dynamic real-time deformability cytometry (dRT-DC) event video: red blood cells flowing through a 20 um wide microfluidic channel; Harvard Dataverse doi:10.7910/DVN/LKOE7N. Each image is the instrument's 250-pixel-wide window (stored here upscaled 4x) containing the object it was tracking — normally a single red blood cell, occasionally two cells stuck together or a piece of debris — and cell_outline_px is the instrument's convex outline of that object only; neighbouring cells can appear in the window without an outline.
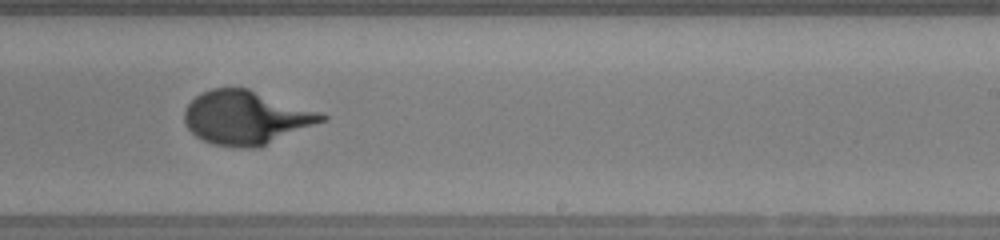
{"species": "human", "species_latin": "Homo sapiens", "temperature_condition": "warm", "stored_images_in_passage": 47, "camera_frame_rate_fps": 3000, "um_per_image_px": 0.085, "donor": {"sex": "female"}, "frame": {"image": 1, "passage_image": 28, "time_ms": 9.0, "image_size_px": [1000, 240], "cell_outline_px": [[328, 120], [260, 148], [244, 148], [212, 144], [196, 136], [188, 128], [184, 120], [184, 108], [196, 96], [212, 88], [248, 88], [328, 116]], "centroid_in_image_um": [20.91, 10.02], "position_along_channel_um": 268.1, "area_um2": 42.77}}
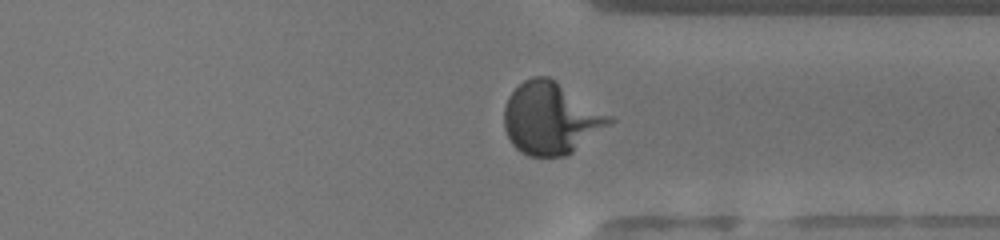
{"frame": {"image": 2, "passage_image": 35, "time_ms": 11.333, "image_size_px": [1000, 240], "cell_outline_px": [[616, 120], [612, 124], [568, 156], [528, 156], [520, 152], [512, 144], [504, 128], [504, 108], [508, 96], [524, 80], [532, 76], [548, 76], [556, 80], [612, 116]], "centroid_in_image_um": [46.84, 10.07], "position_along_channel_um": 364.6, "area_um2": 44.45}}
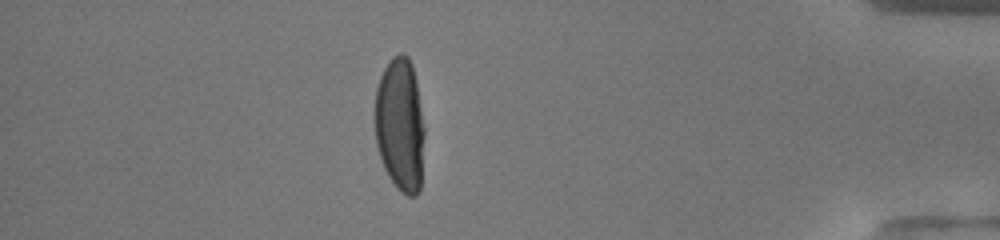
{"frame": {"image": 3, "passage_image": 41, "time_ms": 13.333, "image_size_px": [1000, 240], "cell_outline_px": [[424, 136], [420, 192], [416, 196], [408, 196], [400, 192], [396, 188], [388, 176], [384, 168], [376, 144], [376, 88], [380, 76], [384, 68], [392, 56], [400, 52], [404, 52], [408, 56], [412, 64], [416, 80], [424, 128]], "centroid_in_image_um": [34.01, 10.62], "position_along_channel_um": 401.2, "area_um2": 38.84}}